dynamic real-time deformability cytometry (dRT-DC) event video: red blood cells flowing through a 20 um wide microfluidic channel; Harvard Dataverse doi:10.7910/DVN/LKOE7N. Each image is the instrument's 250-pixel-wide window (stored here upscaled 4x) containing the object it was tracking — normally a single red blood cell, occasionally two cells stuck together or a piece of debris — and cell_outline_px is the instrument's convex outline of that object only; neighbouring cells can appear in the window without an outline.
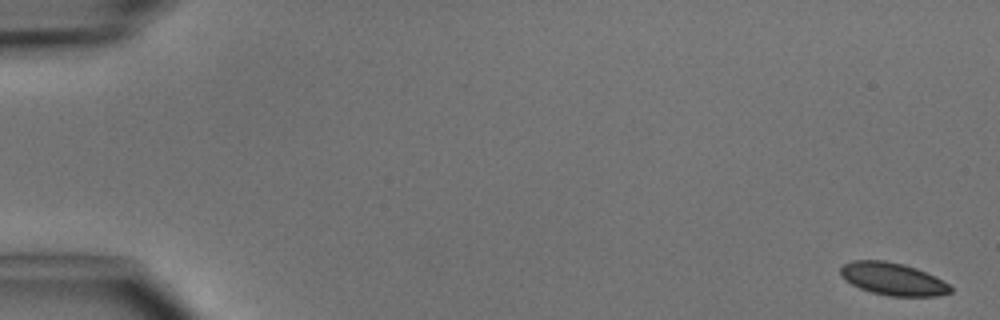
{"species": "common noctule bat (a hibernating species)", "species_latin": "Nyctalus noctula", "temperature_condition": "cold", "stored_images_in_passage": 5, "camera_frame_rate_fps": 3000, "um_per_image_px": 0.085, "animal": {"sex": "male", "body_mass_g": 15.6}, "frame": {"image": 1, "passage_image": 1, "time_ms": 0.0, "image_size_px": [1000, 320], "cell_outline_px": [[952, 292], [936, 296], [888, 296], [872, 292], [860, 288], [844, 280], [840, 276], [840, 268], [844, 264], [852, 260], [884, 260], [904, 264], [916, 268], [948, 284], [952, 288]], "centroid_in_image_um": [75.84, 23.71], "position_along_channel_um": 9.2, "area_um2": 20.69}}
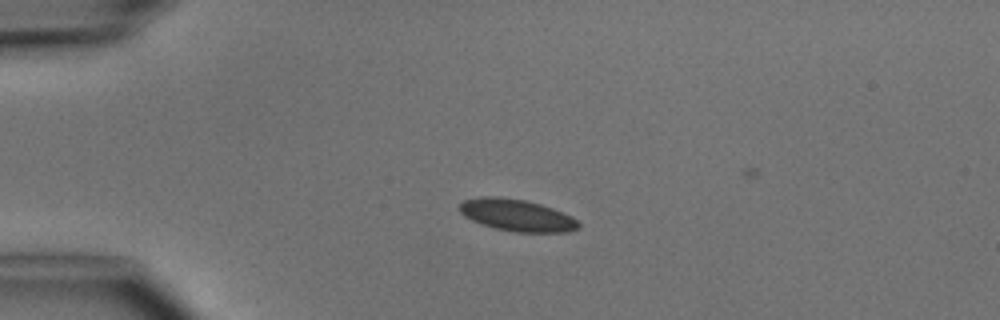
{"frame": {"image": 2, "passage_image": 4, "time_ms": 3.667, "image_size_px": [1000, 320], "cell_outline_px": [[580, 228], [568, 232], [516, 232], [496, 228], [480, 224], [464, 216], [460, 212], [460, 204], [464, 200], [480, 196], [496, 196], [524, 200], [540, 204], [552, 208], [572, 216], [580, 224]], "centroid_in_image_um": [43.94, 18.29], "position_along_channel_um": 41.1, "area_um2": 22.08}}